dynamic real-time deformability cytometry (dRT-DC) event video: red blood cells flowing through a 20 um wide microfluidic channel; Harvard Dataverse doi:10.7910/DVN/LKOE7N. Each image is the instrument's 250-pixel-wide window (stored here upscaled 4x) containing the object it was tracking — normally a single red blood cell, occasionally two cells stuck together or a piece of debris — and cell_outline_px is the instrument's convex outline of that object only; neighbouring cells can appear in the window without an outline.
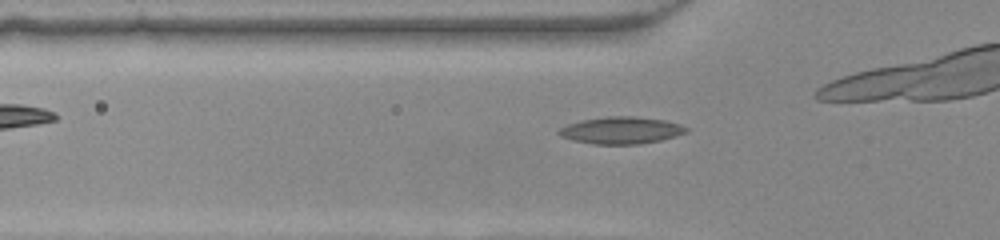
{"species": "common noctule bat (a hibernating species)", "species_latin": "Nyctalus noctula", "temperature_condition": "warm", "stored_images_in_passage": 27, "camera_frame_rate_fps": 3000, "um_per_image_px": 0.085, "animal": {"sex": "female", "body_mass_g": 22.0, "forearm_length_mm": 56.7}, "frame": {"image": 1, "passage_image": 5, "time_ms": 1.333, "image_size_px": [1000, 240], "cell_outline_px": [[688, 132], [676, 136], [660, 140], [636, 144], [592, 144], [572, 140], [560, 136], [556, 132], [560, 128], [568, 124], [580, 120], [608, 116], [632, 116], [664, 120], [680, 124], [688, 128]], "centroid_in_image_um": [52.78, 11.07], "position_along_channel_um": 73.0, "area_um2": 20.06}}
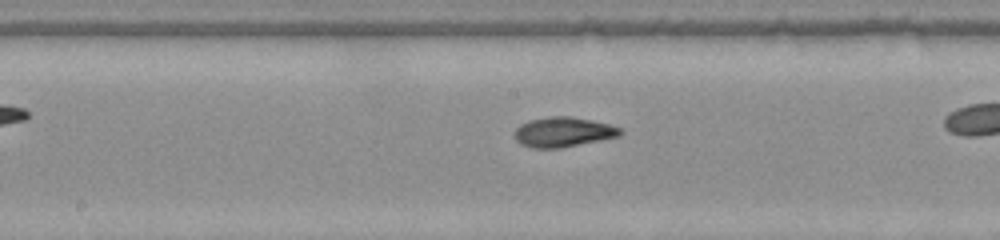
{"frame": {"image": 2, "passage_image": 14, "time_ms": 4.333, "image_size_px": [1000, 240], "cell_outline_px": [[624, 132], [620, 136], [560, 148], [532, 148], [520, 144], [516, 140], [516, 128], [520, 124], [532, 120], [548, 116], [572, 116], [592, 120], [608, 124], [620, 128]], "centroid_in_image_um": [47.89, 11.22], "position_along_channel_um": 200.3, "area_um2": 18.32}}
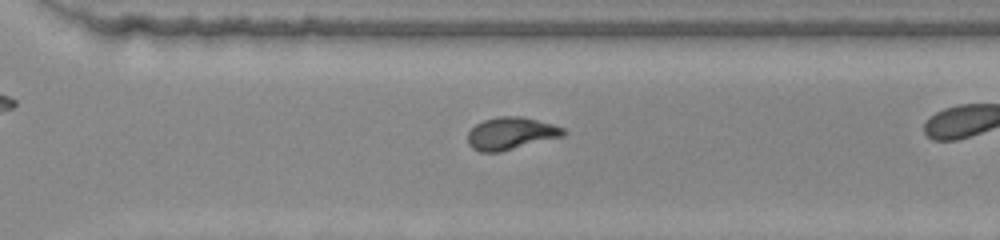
{"frame": {"image": 3, "passage_image": 23, "time_ms": 7.333, "image_size_px": [1000, 240], "cell_outline_px": [[568, 132], [564, 136], [500, 152], [480, 152], [472, 148], [468, 144], [468, 132], [476, 124], [484, 120], [500, 116], [520, 116], [552, 124], [564, 128]], "centroid_in_image_um": [43.43, 11.35], "position_along_channel_um": 327.2, "area_um2": 18.03}}